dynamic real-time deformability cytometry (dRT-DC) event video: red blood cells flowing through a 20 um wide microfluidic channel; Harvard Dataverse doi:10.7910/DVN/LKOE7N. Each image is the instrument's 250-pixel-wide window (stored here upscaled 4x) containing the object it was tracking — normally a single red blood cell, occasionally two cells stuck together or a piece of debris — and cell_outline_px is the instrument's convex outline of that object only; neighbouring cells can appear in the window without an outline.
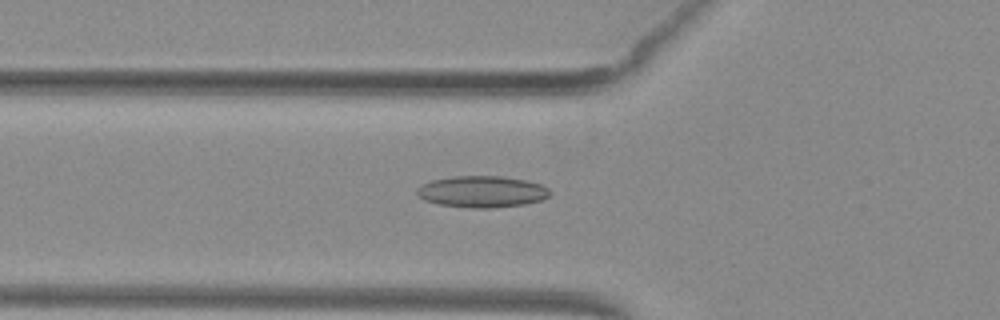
{"species": "common noctule bat (a hibernating species)", "species_latin": "Nyctalus noctula", "temperature_condition": "warm", "stored_images_in_passage": 44, "camera_frame_rate_fps": 3000, "um_per_image_px": 0.085, "animal": {"sex": "female", "body_mass_g": 29.2, "forearm_length_mm": 56.3}, "frame": {"image": 1, "passage_image": 11, "time_ms": 3.333, "image_size_px": [1000, 320], "cell_outline_px": [[552, 192], [544, 200], [524, 204], [492, 208], [472, 208], [436, 204], [424, 200], [416, 192], [416, 188], [420, 184], [432, 180], [452, 176], [500, 176], [524, 180], [540, 184], [548, 188]], "centroid_in_image_um": [40.95, 16.29], "position_along_channel_um": 84.8, "area_um2": 24.57}}
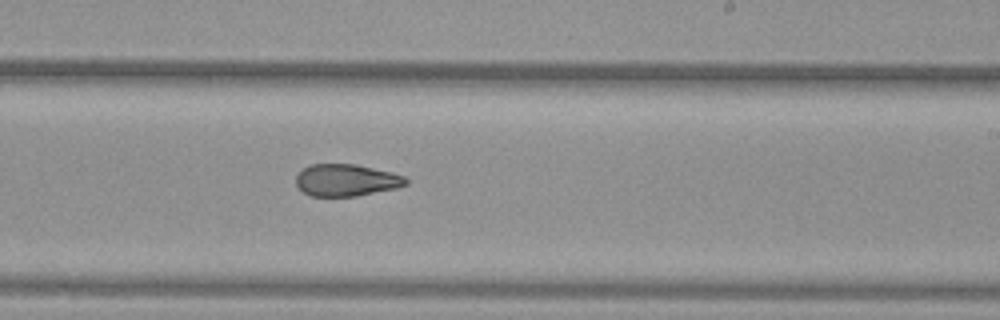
{"frame": {"image": 2, "passage_image": 24, "time_ms": 7.667, "image_size_px": [1000, 320], "cell_outline_px": [[408, 184], [396, 188], [356, 196], [308, 196], [296, 184], [296, 176], [308, 164], [356, 164], [392, 172], [404, 176], [408, 180]], "centroid_in_image_um": [29.44, 15.31], "position_along_channel_um": 259.6, "area_um2": 20.52}}
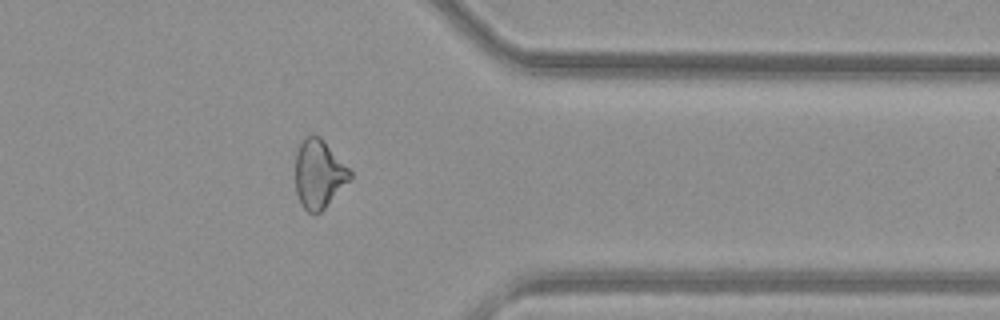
{"frame": {"image": 3, "passage_image": 34, "time_ms": 11.0, "image_size_px": [1000, 320], "cell_outline_px": [[352, 180], [316, 216], [308, 212], [300, 204], [296, 192], [296, 152], [304, 136], [312, 132], [320, 136], [324, 140], [352, 172]], "centroid_in_image_um": [27.11, 14.78], "position_along_channel_um": 384.3, "area_um2": 22.25}, "authors_computed_cell_mechanics": {"area_um2": 22.3686, "velocity_mm_per_s": 4.0217, "shape_relaxation_time_tau1_ms": null, "shape_relaxation_time_tau2_ms": 3.2185, "deformation_change_tau1": null, "deformation_change_tau2": 0.1056}}